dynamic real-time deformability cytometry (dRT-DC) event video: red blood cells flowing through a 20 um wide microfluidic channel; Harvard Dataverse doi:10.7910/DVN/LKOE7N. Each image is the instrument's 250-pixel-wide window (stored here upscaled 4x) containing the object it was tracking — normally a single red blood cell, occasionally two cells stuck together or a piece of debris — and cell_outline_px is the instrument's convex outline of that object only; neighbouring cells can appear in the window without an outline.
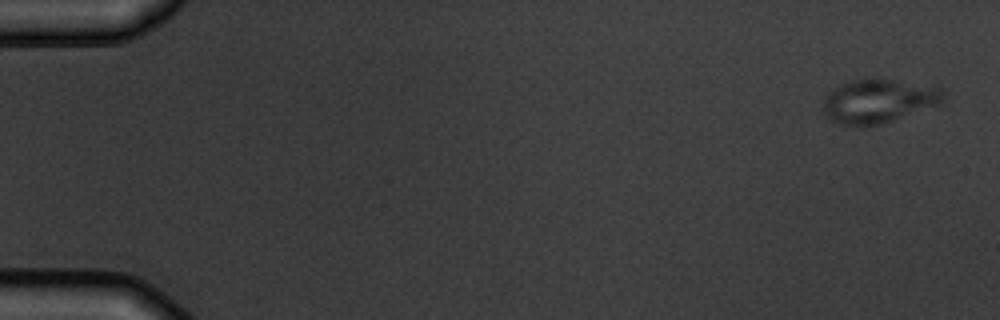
{"species": "common noctule bat (a hibernating species)", "species_latin": "Nyctalus noctula", "temperature_condition": "warm", "stored_images_in_passage": 9, "camera_frame_rate_fps": 3000, "um_per_image_px": 0.085, "animal": {"sex": "male", "body_mass_g": 19.5, "forearm_length_mm": 54.6}, "frame": {"image": 1, "passage_image": 1, "time_ms": 0.0, "image_size_px": [1000, 320], "cell_outline_px": [[944, 92], [940, 104], [880, 124], [840, 124], [824, 116], [824, 96], [840, 84], [852, 80], [880, 76], [940, 84]], "centroid_in_image_um": [74.76, 8.49], "position_along_channel_um": 10.2, "area_um2": 31.44}}